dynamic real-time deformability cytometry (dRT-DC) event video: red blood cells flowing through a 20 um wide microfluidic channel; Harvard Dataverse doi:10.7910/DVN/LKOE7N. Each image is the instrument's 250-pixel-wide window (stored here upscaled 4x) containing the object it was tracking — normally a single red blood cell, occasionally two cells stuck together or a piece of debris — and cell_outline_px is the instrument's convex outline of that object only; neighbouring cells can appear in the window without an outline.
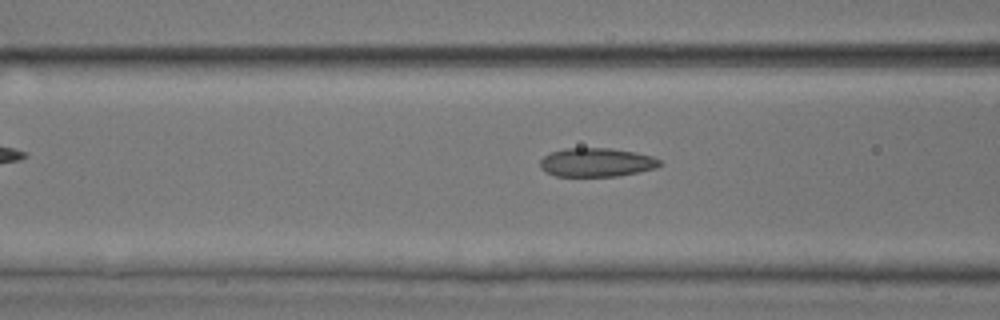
{"species": "common noctule bat (a hibernating species)", "species_latin": "Nyctalus noctula", "temperature_condition": "room temperature", "stored_images_in_passage": 23, "camera_frame_rate_fps": 3000, "um_per_image_px": 0.085, "animal": {"sex": "male", "body_mass_g": 17.9, "forearm_length_mm": 54.2}, "frame": {"image": 1, "passage_image": 17, "time_ms": 5.333, "image_size_px": [1000, 320], "cell_outline_px": [[664, 164], [656, 168], [616, 176], [556, 176], [540, 168], [540, 160], [544, 156], [552, 152], [564, 148], [612, 148], [636, 152], [652, 156], [660, 160]], "centroid_in_image_um": [50.73, 13.79], "position_along_channel_um": 115.9, "area_um2": 20.06}}